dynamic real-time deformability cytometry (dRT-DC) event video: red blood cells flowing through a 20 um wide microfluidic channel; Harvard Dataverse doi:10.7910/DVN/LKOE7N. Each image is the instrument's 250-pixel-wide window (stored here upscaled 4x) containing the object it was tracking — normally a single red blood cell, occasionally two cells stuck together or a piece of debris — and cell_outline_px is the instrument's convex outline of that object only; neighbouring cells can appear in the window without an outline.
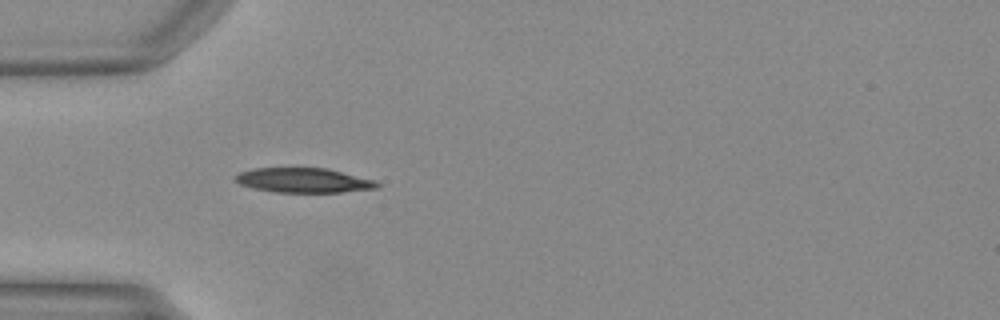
{"species": "Egyptian fruit bat (a non-hibernating species)", "species_latin": "Rousettus aegyptiacus", "temperature_condition": "warm", "stored_images_in_passage": 5, "camera_frame_rate_fps": 3000, "um_per_image_px": 0.085, "animal": {"sex": "female"}, "frame": {"image": 1, "passage_image": 1, "time_ms": 0.0, "image_size_px": [1000, 320], "cell_outline_px": [[380, 188], [340, 192], [276, 192], [252, 188], [240, 184], [232, 180], [240, 172], [252, 168], [328, 168], [372, 180], [380, 184]], "centroid_in_image_um": [25.77, 15.33], "position_along_channel_um": 59.2, "area_um2": 20.29}}
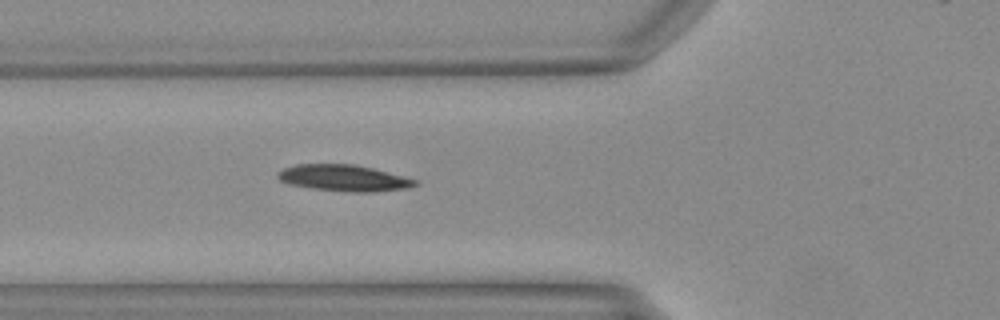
{"frame": {"image": 2, "passage_image": 4, "time_ms": 1.0, "image_size_px": [1000, 320], "cell_outline_px": [[420, 184], [408, 188], [376, 192], [352, 192], [312, 188], [288, 184], [280, 180], [276, 176], [276, 172], [284, 168], [296, 164], [356, 164], [420, 180]], "centroid_in_image_um": [29.26, 15.13], "position_along_channel_um": 96.5, "area_um2": 21.33}}